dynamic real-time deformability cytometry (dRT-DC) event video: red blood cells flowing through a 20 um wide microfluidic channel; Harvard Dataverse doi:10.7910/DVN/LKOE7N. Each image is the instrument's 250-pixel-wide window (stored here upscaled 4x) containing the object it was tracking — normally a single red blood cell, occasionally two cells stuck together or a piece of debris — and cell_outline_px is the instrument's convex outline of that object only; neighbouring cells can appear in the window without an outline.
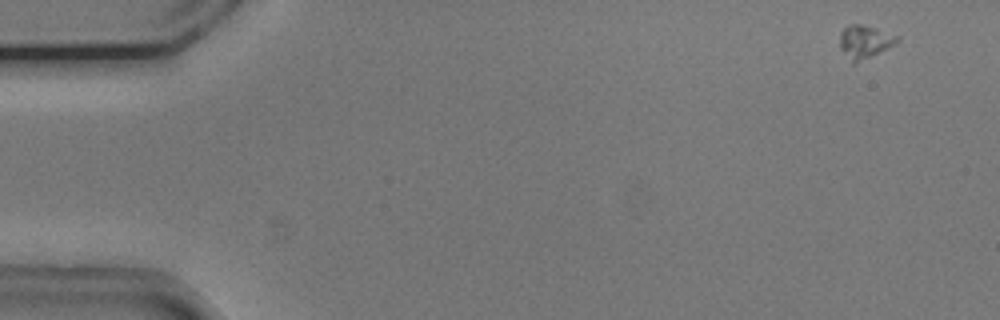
{"species": "common noctule bat (a hibernating species)", "species_latin": "Nyctalus noctula", "temperature_condition": "cold", "stored_images_in_passage": 53, "camera_frame_rate_fps": 3000, "um_per_image_px": 0.085, "animal": {"sex": "male", "body_mass_g": 20.5, "forearm_length_mm": 52.5}, "frame": {"image": 1, "passage_image": 1, "time_ms": 0.0, "image_size_px": [1000, 320], "cell_outline_px": [[900, 40], [880, 52], [856, 64], [852, 64], [840, 48], [840, 32], [844, 28], [852, 24], [860, 24], [876, 28], [900, 36]], "centroid_in_image_um": [73.5, 3.56], "position_along_channel_um": 11.5, "area_um2": 11.1}}
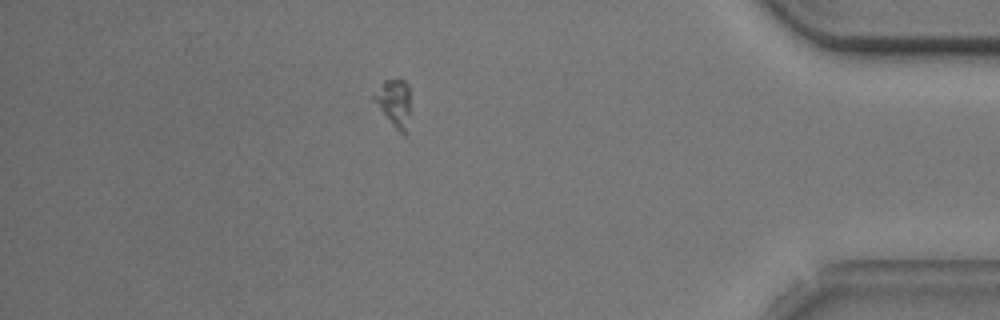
{"frame": {"image": 2, "passage_image": 46, "time_ms": 15.0, "image_size_px": [1000, 320], "cell_outline_px": [[408, 132], [404, 136], [392, 124], [372, 100], [372, 96], [384, 80], [400, 76], [408, 84]], "centroid_in_image_um": [33.49, 8.7], "position_along_channel_um": 401.7, "area_um2": 10.06}}